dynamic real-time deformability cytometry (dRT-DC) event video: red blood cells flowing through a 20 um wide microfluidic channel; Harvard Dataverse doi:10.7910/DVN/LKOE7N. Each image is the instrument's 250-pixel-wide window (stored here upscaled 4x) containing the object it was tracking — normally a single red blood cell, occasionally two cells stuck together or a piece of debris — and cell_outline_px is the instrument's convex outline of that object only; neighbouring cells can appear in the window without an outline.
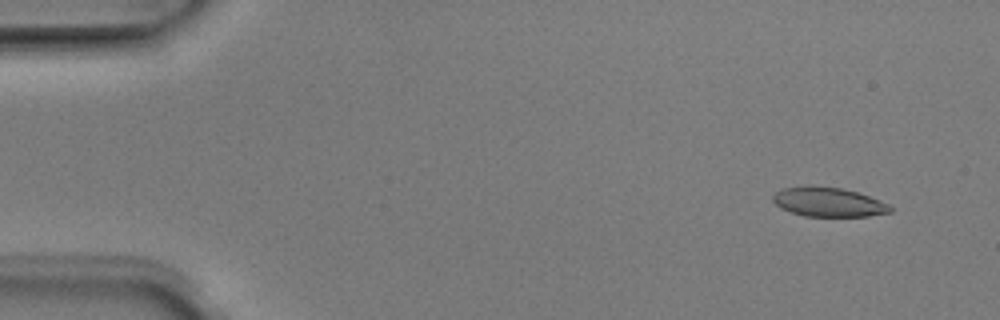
{"species": "Egyptian fruit bat (a non-hibernating species)", "species_latin": "Rousettus aegyptiacus", "temperature_condition": "room temperature", "stored_images_in_passage": 5, "camera_frame_rate_fps": 3000, "um_per_image_px": 0.085, "animal": {"sex": "male"}, "frame": {"image": 1, "passage_image": 2, "time_ms": 0.333, "image_size_px": [1000, 320], "cell_outline_px": [[892, 212], [868, 216], [804, 216], [780, 208], [772, 200], [772, 196], [776, 192], [784, 188], [808, 184], [812, 184], [840, 188], [856, 192], [880, 200], [888, 204], [892, 208]], "centroid_in_image_um": [70.38, 17.16], "position_along_channel_um": 14.6, "area_um2": 20.17}}
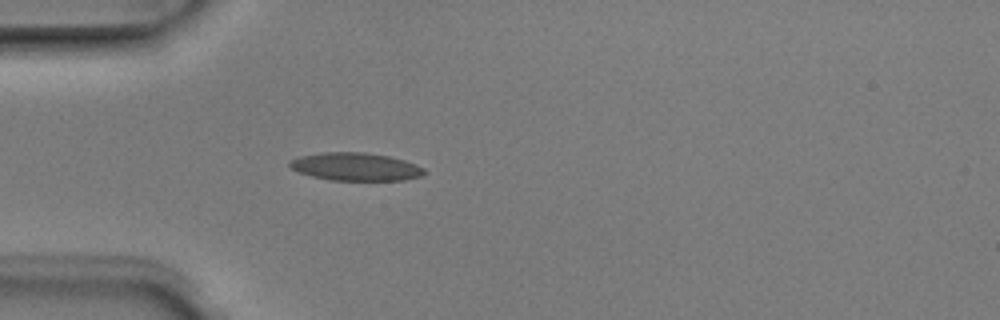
{"frame": {"image": 2, "passage_image": 5, "time_ms": 1.333, "image_size_px": [1000, 320], "cell_outline_px": [[428, 172], [424, 176], [404, 180], [332, 180], [312, 176], [300, 172], [292, 168], [288, 164], [288, 160], [300, 156], [324, 152], [364, 152], [388, 156], [404, 160], [416, 164], [424, 168]], "centroid_in_image_um": [30.27, 14.17], "position_along_channel_um": 54.7, "area_um2": 21.96}}